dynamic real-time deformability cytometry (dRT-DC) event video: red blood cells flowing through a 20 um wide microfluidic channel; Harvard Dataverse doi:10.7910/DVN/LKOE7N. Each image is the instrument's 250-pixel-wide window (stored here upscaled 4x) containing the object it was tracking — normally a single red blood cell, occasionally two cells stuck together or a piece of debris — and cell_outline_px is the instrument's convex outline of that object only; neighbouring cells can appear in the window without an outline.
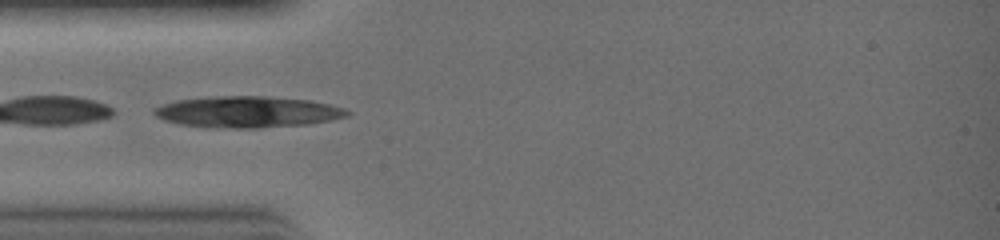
{"species": "common noctule bat (a hibernating species)", "species_latin": "Nyctalus noctula", "temperature_condition": "warm", "stored_images_in_passage": 4, "camera_frame_rate_fps": 3000, "um_per_image_px": 0.085, "animal": {"sex": "female", "body_mass_g": 19.0, "forearm_length_mm": 51.5}, "frame": {"image": 1, "passage_image": 1, "time_ms": 0.0, "image_size_px": [1000, 240], "cell_outline_px": [[352, 112], [348, 116], [308, 124], [260, 128], [208, 128], [180, 124], [164, 120], [156, 116], [152, 112], [152, 108], [176, 100], [212, 96], [264, 96], [312, 100], [344, 108]], "centroid_in_image_um": [21.01, 9.51], "position_along_channel_um": 64.0, "area_um2": 35.49}}